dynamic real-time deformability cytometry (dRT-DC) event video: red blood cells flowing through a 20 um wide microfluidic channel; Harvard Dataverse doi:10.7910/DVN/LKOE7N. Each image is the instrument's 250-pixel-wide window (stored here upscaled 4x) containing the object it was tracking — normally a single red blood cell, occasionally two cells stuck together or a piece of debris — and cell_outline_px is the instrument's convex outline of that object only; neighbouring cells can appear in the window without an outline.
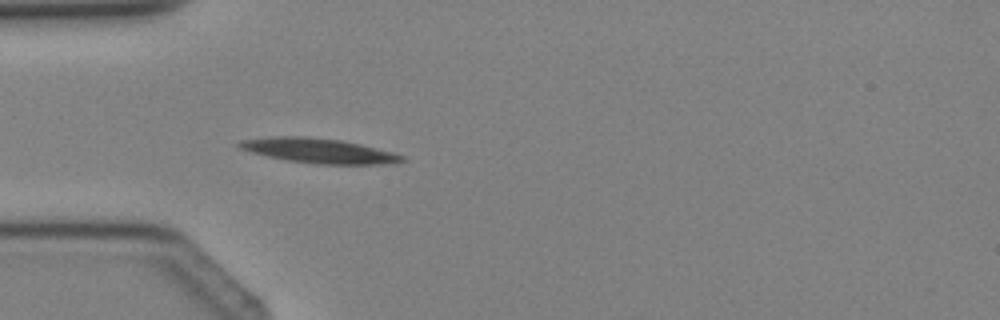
{"species": "Egyptian fruit bat (a non-hibernating species)", "species_latin": "Rousettus aegyptiacus", "temperature_condition": "cold", "stored_images_in_passage": 2, "camera_frame_rate_fps": 3000, "um_per_image_px": 0.085, "animal": {"sex": "female"}, "frame": {"image": 1, "passage_image": 2, "time_ms": 1.333, "image_size_px": [1000, 320], "cell_outline_px": [[404, 160], [384, 164], [316, 164], [288, 160], [268, 156], [252, 152], [240, 148], [236, 144], [240, 140], [272, 136], [308, 136], [340, 140], [360, 144], [392, 152], [404, 156]], "centroid_in_image_um": [27.05, 12.8], "position_along_channel_um": 57.9, "area_um2": 23.24}}